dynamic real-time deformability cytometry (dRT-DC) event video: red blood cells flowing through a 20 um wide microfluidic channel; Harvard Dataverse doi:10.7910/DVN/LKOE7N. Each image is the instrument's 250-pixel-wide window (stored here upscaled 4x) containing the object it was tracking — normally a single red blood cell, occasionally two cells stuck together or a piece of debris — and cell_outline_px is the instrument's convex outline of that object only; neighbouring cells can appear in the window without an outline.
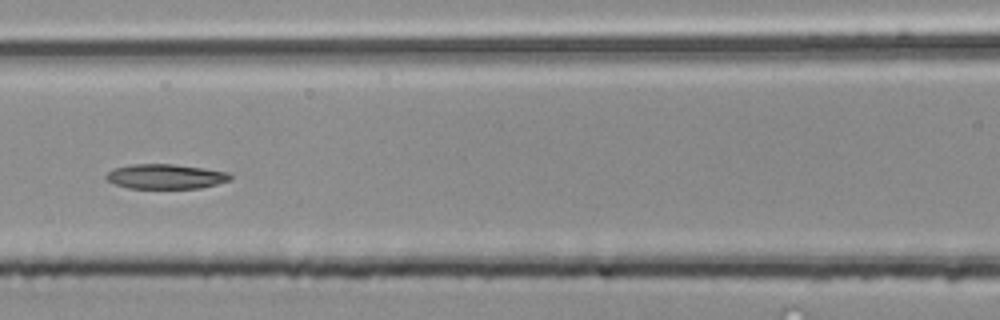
{"species": "common noctule bat (a hibernating species)", "species_latin": "Nyctalus noctula", "temperature_condition": "room temperature", "stored_images_in_passage": 52, "segment_of_instrument_passage": [2, 2], "camera_frame_rate_fps": 3000, "um_per_image_px": 0.085, "animal": {"sex": "male", "body_mass_g": 20.4}, "frame": {"image": 1, "passage_image": 24, "time_ms": 7.667, "image_size_px": [1000, 320], "cell_outline_px": [[232, 180], [200, 188], [128, 188], [116, 184], [108, 180], [104, 176], [112, 168], [132, 164], [172, 164], [204, 168], [228, 172], [232, 176]], "centroid_in_image_um": [14.08, 14.99], "position_along_channel_um": 152.5, "area_um2": 17.92}}
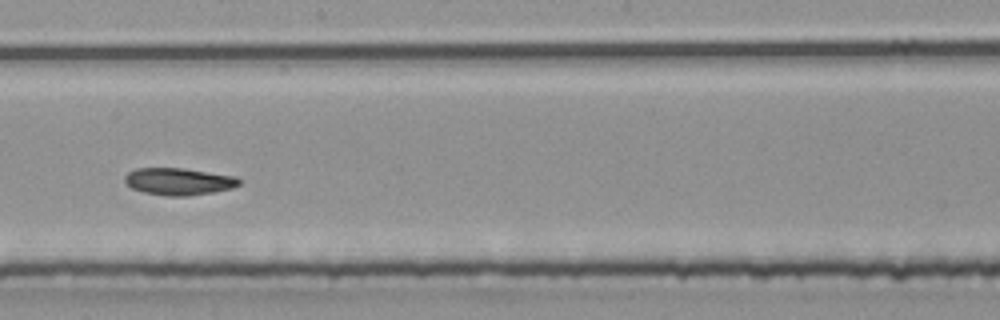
{"frame": {"image": 2, "passage_image": 30, "time_ms": 9.667, "image_size_px": [1000, 320], "cell_outline_px": [[240, 184], [232, 188], [212, 192], [188, 196], [164, 196], [144, 192], [132, 188], [124, 184], [124, 176], [128, 172], [136, 168], [184, 168], [236, 176], [240, 180]], "centroid_in_image_um": [15.16, 15.42], "position_along_channel_um": 233.0, "area_um2": 18.21}}
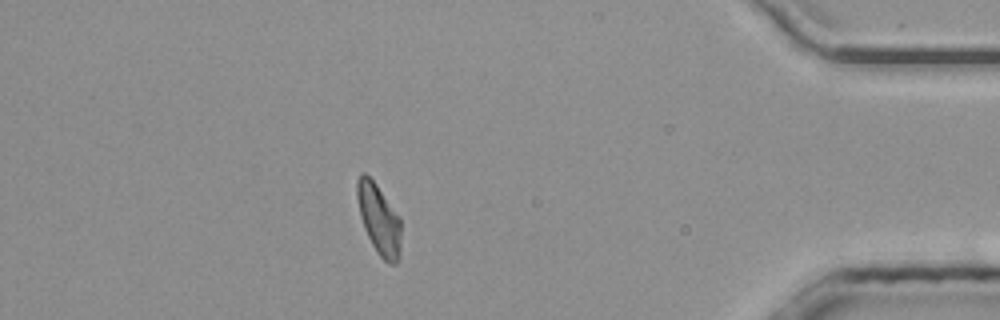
{"frame": {"image": 3, "passage_image": 46, "time_ms": 15.0, "image_size_px": [1000, 320], "cell_outline_px": [[400, 260], [396, 264], [388, 264], [376, 252], [364, 228], [360, 216], [356, 196], [356, 180], [364, 172], [376, 184], [400, 216]], "centroid_in_image_um": [32.21, 18.66], "position_along_channel_um": 403.0, "area_um2": 18.09}}